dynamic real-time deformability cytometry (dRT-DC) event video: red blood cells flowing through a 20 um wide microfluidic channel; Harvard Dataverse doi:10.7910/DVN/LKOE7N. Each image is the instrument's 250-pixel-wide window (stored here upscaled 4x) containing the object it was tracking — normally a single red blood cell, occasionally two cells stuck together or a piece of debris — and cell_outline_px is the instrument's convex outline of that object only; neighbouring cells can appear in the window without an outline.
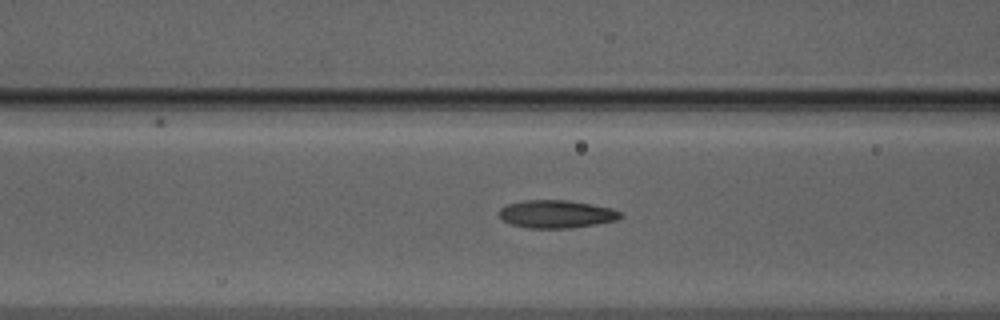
{"species": "Egyptian fruit bat (a non-hibernating species)", "species_latin": "Rousettus aegyptiacus", "temperature_condition": "warm", "stored_images_in_passage": 40, "camera_frame_rate_fps": 3000, "um_per_image_px": 0.085, "animal": {"sex": "male"}, "frame": {"image": 1, "passage_image": 20, "time_ms": 6.333, "image_size_px": [1000, 320], "cell_outline_px": [[624, 216], [616, 220], [596, 224], [572, 228], [528, 228], [512, 224], [504, 220], [500, 216], [500, 208], [508, 204], [524, 200], [568, 200], [592, 204], [612, 208], [620, 212]], "centroid_in_image_um": [47.33, 18.19], "position_along_channel_um": 119.3, "area_um2": 19.65}}
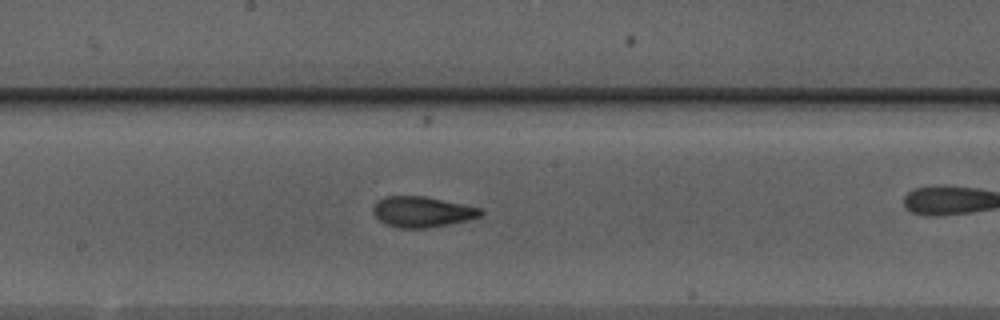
{"frame": {"image": 2, "passage_image": 27, "time_ms": 8.667, "image_size_px": [1000, 320], "cell_outline_px": [[484, 212], [480, 216], [468, 220], [428, 228], [400, 228], [384, 224], [372, 212], [372, 208], [384, 196], [424, 196], [484, 208]], "centroid_in_image_um": [35.91, 18.0], "position_along_channel_um": 212.3, "area_um2": 19.25}}
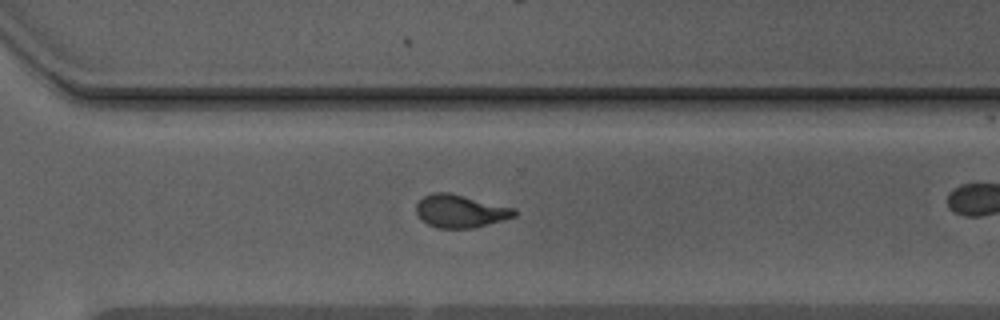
{"frame": {"image": 3, "passage_image": 36, "time_ms": 11.667, "image_size_px": [1000, 320], "cell_outline_px": [[516, 216], [472, 228], [440, 228], [428, 224], [416, 212], [416, 204], [424, 196], [432, 192], [448, 192], [516, 208]], "centroid_in_image_um": [39.14, 17.93], "position_along_channel_um": 331.5, "area_um2": 18.55}}